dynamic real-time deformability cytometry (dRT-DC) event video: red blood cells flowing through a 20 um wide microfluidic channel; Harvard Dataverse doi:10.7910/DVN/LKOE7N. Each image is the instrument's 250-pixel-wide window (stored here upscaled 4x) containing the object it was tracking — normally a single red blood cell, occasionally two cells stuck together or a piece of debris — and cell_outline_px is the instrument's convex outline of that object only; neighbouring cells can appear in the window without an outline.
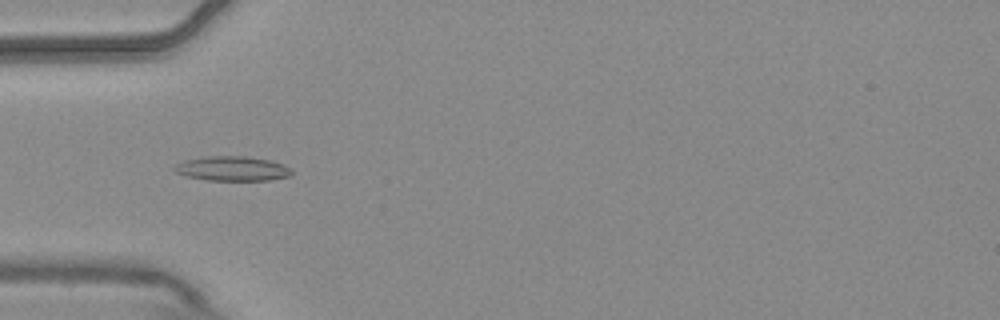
{"species": "common noctule bat (a hibernating species)", "species_latin": "Nyctalus noctula", "temperature_condition": "warm", "stored_images_in_passage": 5, "camera_frame_rate_fps": 3000, "um_per_image_px": 0.085, "animal": {"sex": "male", "body_mass_g": 20.4}, "frame": {"image": 1, "passage_image": 5, "time_ms": 1.333, "image_size_px": [1000, 320], "cell_outline_px": [[292, 176], [268, 180], [208, 180], [184, 176], [176, 172], [172, 168], [176, 164], [184, 160], [204, 156], [244, 156], [268, 160], [284, 164], [292, 172]], "centroid_in_image_um": [19.71, 14.33], "position_along_channel_um": 65.3, "area_um2": 16.82}}